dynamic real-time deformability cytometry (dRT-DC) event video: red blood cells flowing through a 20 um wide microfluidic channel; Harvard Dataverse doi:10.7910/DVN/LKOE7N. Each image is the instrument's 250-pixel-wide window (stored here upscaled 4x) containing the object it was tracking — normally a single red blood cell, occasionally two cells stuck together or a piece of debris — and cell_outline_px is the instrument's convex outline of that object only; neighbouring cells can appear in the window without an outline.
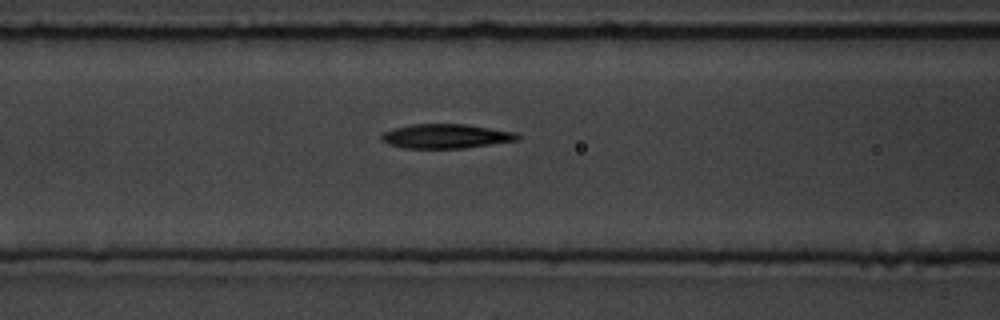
{"species": "common noctule bat (a hibernating species)", "species_latin": "Nyctalus noctula", "temperature_condition": "room temperature", "stored_images_in_passage": 7, "segment_of_instrument_passage": [2, 2], "camera_frame_rate_fps": 3000, "um_per_image_px": 0.085, "animal": {"sex": "male", "body_mass_g": 19.5, "forearm_length_mm": 54.6}, "frame": {"image": 1, "passage_image": 7, "time_ms": 8.0, "image_size_px": [1000, 320], "cell_outline_px": [[520, 140], [464, 148], [404, 148], [388, 144], [380, 140], [380, 136], [384, 132], [392, 128], [412, 124], [464, 124], [520, 132]], "centroid_in_image_um": [37.93, 11.57], "position_along_channel_um": 128.7, "area_um2": 19.54}}